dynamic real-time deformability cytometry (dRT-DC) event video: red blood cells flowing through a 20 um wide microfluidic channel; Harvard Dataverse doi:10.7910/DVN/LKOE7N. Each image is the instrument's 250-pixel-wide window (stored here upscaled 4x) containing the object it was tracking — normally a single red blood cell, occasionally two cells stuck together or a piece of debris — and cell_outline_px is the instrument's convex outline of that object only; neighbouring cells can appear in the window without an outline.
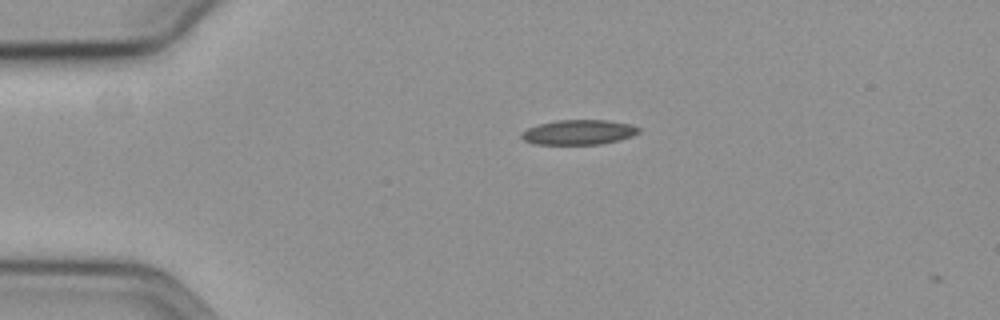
{"species": "common noctule bat (a hibernating species)", "species_latin": "Nyctalus noctula", "temperature_condition": "cold", "stored_images_in_passage": 4, "camera_frame_rate_fps": 3000, "um_per_image_px": 0.085, "animal": {"sex": "female", "body_mass_g": 19.3, "forearm_length_mm": 54.1}, "frame": {"image": 1, "passage_image": 2, "time_ms": 0.333, "image_size_px": [1000, 320], "cell_outline_px": [[640, 132], [632, 136], [620, 140], [600, 144], [532, 144], [524, 140], [520, 136], [520, 132], [528, 128], [540, 124], [556, 120], [608, 120], [632, 124], [640, 128]], "centroid_in_image_um": [49.2, 11.24], "position_along_channel_um": 35.8, "area_um2": 17.11}}